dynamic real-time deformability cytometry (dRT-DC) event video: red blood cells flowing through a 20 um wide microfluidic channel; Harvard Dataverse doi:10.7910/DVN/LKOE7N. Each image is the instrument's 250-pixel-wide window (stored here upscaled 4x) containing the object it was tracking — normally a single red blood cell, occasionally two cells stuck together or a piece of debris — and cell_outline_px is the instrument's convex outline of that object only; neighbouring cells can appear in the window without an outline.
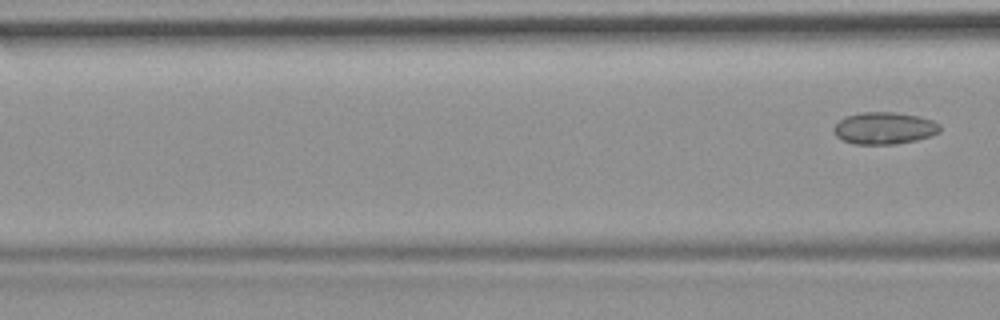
{"species": "common noctule bat (a hibernating species)", "species_latin": "Nyctalus noctula", "temperature_condition": "room temperature", "stored_images_in_passage": 6, "segment_of_instrument_passage": [2, 2], "camera_frame_rate_fps": 3000, "um_per_image_px": 0.085, "animal": {"sex": "female", "body_mass_g": 19.9}, "frame": {"image": 1, "passage_image": 6, "time_ms": 6.667, "image_size_px": [1000, 320], "cell_outline_px": [[940, 132], [932, 136], [916, 140], [896, 144], [856, 144], [844, 140], [836, 136], [832, 128], [844, 116], [860, 112], [896, 112], [920, 116], [932, 120], [940, 124]], "centroid_in_image_um": [75.18, 10.88], "position_along_channel_um": 91.4, "area_um2": 20.0}}